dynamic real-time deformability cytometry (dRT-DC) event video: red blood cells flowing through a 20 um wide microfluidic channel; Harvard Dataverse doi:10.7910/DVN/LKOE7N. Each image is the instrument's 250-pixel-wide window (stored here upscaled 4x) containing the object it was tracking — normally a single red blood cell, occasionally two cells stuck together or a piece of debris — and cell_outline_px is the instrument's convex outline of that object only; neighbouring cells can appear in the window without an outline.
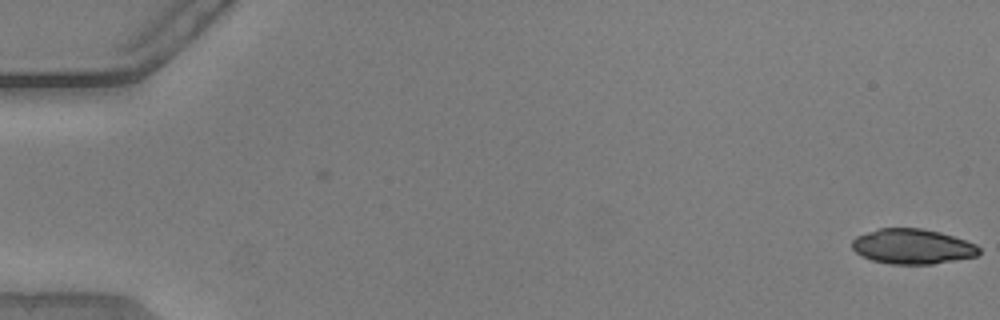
{"species": "common noctule bat (a hibernating species)", "species_latin": "Nyctalus noctula", "temperature_condition": "warm", "stored_images_in_passage": 53, "camera_frame_rate_fps": 3000, "um_per_image_px": 0.085, "animal": {"sex": "male", "body_mass_g": 20.5, "forearm_length_mm": 52.5}, "frame": {"image": 1, "passage_image": 1, "time_ms": 0.0, "image_size_px": [1000, 320], "cell_outline_px": [[980, 252], [976, 256], [956, 260], [932, 264], [888, 264], [872, 260], [856, 252], [852, 248], [852, 240], [856, 236], [880, 228], [924, 228], [940, 232], [976, 244], [980, 248]], "centroid_in_image_um": [77.56, 20.95], "position_along_channel_um": 7.4, "area_um2": 25.89}}
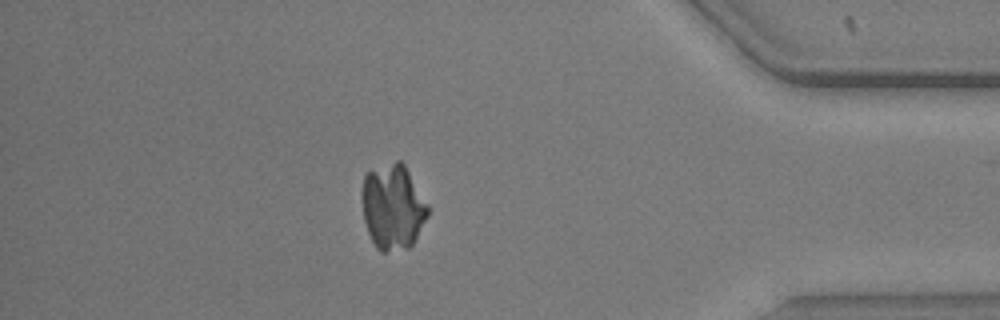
{"frame": {"image": 2, "passage_image": 47, "time_ms": 15.333, "image_size_px": [1000, 320], "cell_outline_px": [[428, 216], [412, 244], [408, 248], [384, 252], [380, 252], [376, 248], [368, 232], [364, 220], [360, 196], [364, 176], [368, 172], [396, 160], [400, 160], [404, 164], [428, 204]], "centroid_in_image_um": [33.37, 17.59], "position_along_channel_um": 401.8, "area_um2": 32.77}}